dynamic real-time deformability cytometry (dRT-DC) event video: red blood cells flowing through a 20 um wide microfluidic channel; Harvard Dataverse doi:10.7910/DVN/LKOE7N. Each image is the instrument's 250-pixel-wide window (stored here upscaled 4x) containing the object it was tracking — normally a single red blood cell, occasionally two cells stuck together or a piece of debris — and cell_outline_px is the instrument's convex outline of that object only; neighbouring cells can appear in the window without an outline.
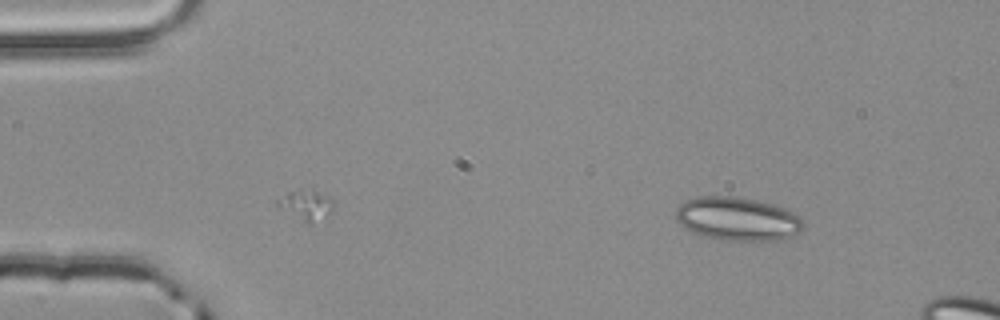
{"species": "common noctule bat (a hibernating species)", "species_latin": "Nyctalus noctula", "temperature_condition": "room temperature", "stored_images_in_passage": 10, "camera_frame_rate_fps": 3000, "um_per_image_px": 0.085, "animal": {"sex": "male", "body_mass_g": 20.4}, "frame": {"image": 1, "passage_image": 1, "time_ms": 0.0, "image_size_px": [1000, 320], "cell_outline_px": [[804, 228], [800, 232], [776, 240], [724, 240], [700, 236], [684, 228], [676, 220], [676, 208], [684, 200], [696, 196], [736, 196], [756, 200], [772, 204], [796, 212], [800, 216], [804, 224]], "centroid_in_image_um": [62.66, 18.59], "position_along_channel_um": 22.3, "area_um2": 32.6}}